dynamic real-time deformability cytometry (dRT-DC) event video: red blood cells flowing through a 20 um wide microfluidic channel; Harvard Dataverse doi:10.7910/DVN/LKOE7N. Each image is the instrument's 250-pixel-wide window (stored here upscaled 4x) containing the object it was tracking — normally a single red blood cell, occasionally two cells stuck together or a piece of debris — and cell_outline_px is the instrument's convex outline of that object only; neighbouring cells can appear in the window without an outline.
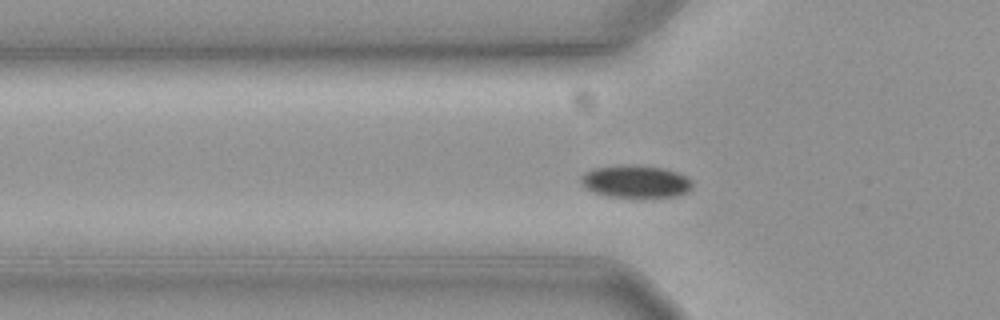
{"species": "common noctule bat (a hibernating species)", "species_latin": "Nyctalus noctula", "temperature_condition": "cold", "stored_images_in_passage": 46, "camera_frame_rate_fps": 3000, "um_per_image_px": 0.085, "animal": {"sex": "female", "body_mass_g": 19.3, "forearm_length_mm": 54.1}, "frame": {"image": 1, "passage_image": 19, "time_ms": 6.0, "image_size_px": [1000, 320], "cell_outline_px": [[692, 188], [688, 192], [676, 196], [608, 196], [596, 192], [588, 188], [580, 180], [580, 176], [584, 172], [592, 168], [628, 164], [632, 164], [664, 168], [688, 176], [692, 180]], "centroid_in_image_um": [54.07, 15.39], "position_along_channel_um": 71.7, "area_um2": 20.92}}
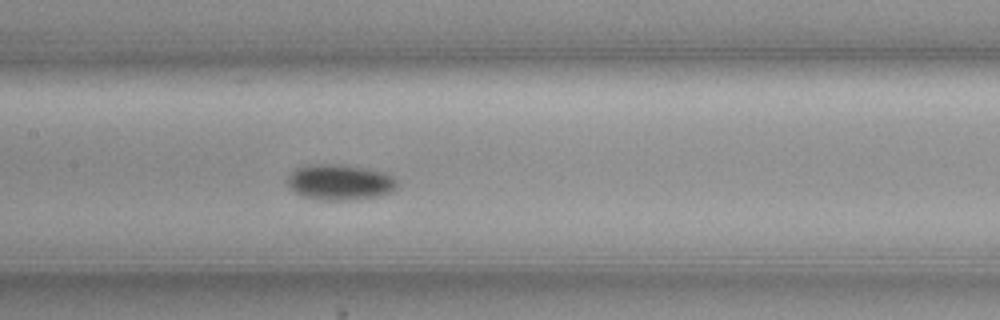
{"frame": {"image": 2, "passage_image": 28, "time_ms": 9.0, "image_size_px": [1000, 320], "cell_outline_px": [[400, 180], [396, 188], [392, 192], [380, 196], [348, 200], [320, 200], [300, 196], [288, 184], [288, 172], [296, 168], [308, 164], [344, 164], [368, 168], [388, 172]], "centroid_in_image_um": [28.95, 15.47], "position_along_channel_um": 178.5, "area_um2": 23.47}}
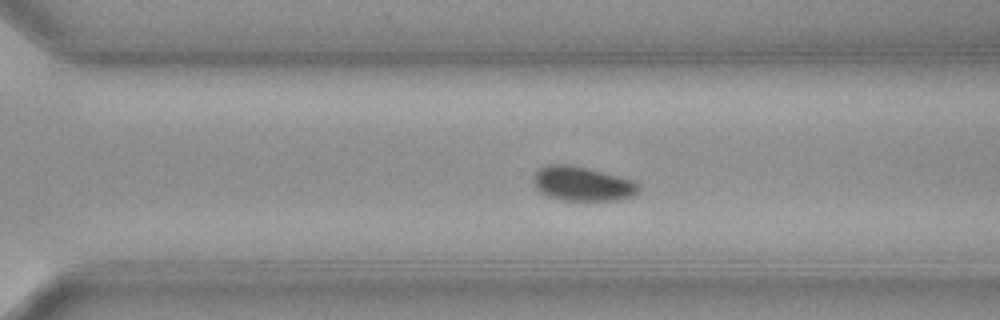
{"frame": {"image": 3, "passage_image": 40, "time_ms": 13.0, "image_size_px": [1000, 320], "cell_outline_px": [[640, 188], [632, 196], [620, 200], [560, 200], [548, 196], [540, 192], [536, 188], [532, 180], [532, 176], [544, 164], [572, 164], [588, 168], [632, 180], [640, 184]], "centroid_in_image_um": [49.46, 15.61], "position_along_channel_um": 321.1, "area_um2": 21.21}, "authors_computed_cell_mechanics": {"area_um2": 21.0103, "velocity_mm_per_s": 3.5766, "shape_relaxation_time_tau1_ms": 3.318, "shape_relaxation_time_tau2_ms": null, "deformation_change_tau1": 0.042, "deformation_change_tau2": null}}